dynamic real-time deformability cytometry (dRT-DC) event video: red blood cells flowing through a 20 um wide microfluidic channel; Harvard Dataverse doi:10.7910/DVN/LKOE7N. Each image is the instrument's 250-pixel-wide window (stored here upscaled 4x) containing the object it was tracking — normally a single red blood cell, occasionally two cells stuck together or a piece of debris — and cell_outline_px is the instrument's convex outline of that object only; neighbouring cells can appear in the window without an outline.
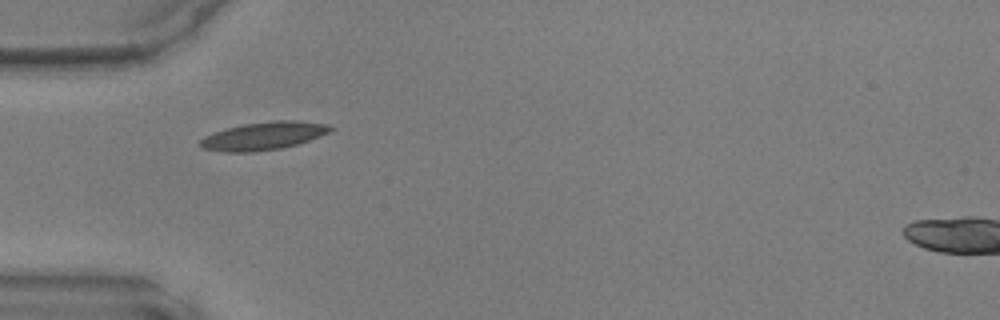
{"species": "common noctule bat (a hibernating species)", "species_latin": "Nyctalus noctula", "temperature_condition": "warm", "stored_images_in_passage": 16, "camera_frame_rate_fps": 3000, "um_per_image_px": 0.085, "animal": {"sex": "male", "body_mass_g": 17.9, "forearm_length_mm": 54.2}, "frame": {"image": 1, "passage_image": 1, "time_ms": 0.0, "image_size_px": [1000, 320], "cell_outline_px": [[332, 128], [328, 132], [320, 136], [296, 144], [280, 148], [252, 152], [220, 152], [204, 148], [200, 144], [200, 140], [204, 136], [228, 128], [244, 124], [276, 120], [292, 120], [328, 124]], "centroid_in_image_um": [22.38, 11.55], "position_along_channel_um": 62.6, "area_um2": 20.81}}
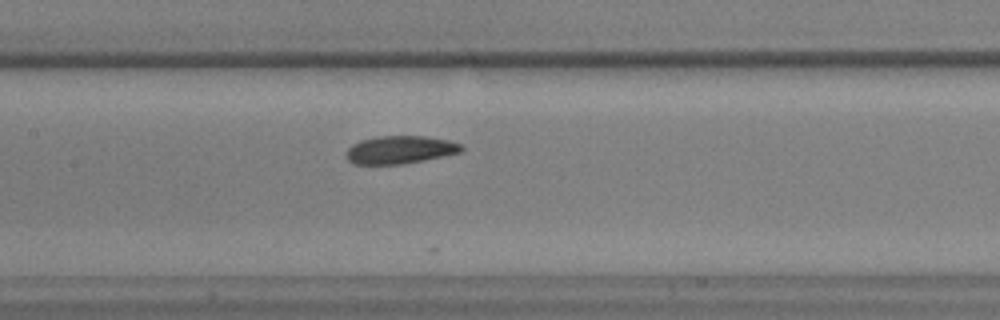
{"frame": {"image": 2, "passage_image": 9, "time_ms": 2.667, "image_size_px": [1000, 320], "cell_outline_px": [[464, 148], [460, 152], [424, 160], [404, 164], [352, 164], [344, 156], [348, 148], [352, 144], [360, 140], [380, 136], [424, 136], [448, 140], [460, 144]], "centroid_in_image_um": [33.95, 12.73], "position_along_channel_um": 173.4, "area_um2": 18.73}}
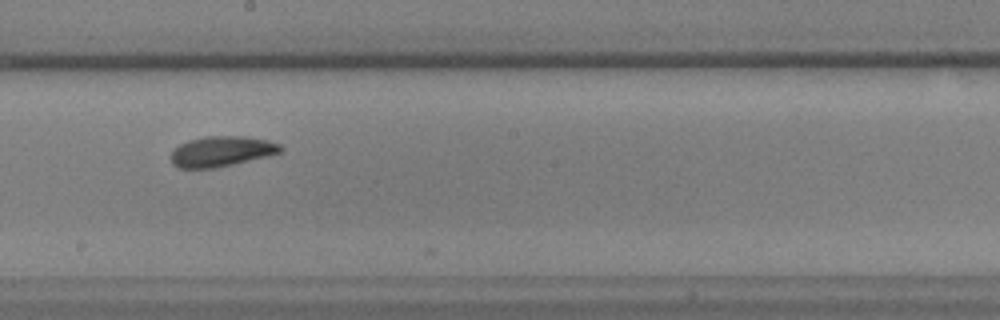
{"frame": {"image": 3, "passage_image": 13, "time_ms": 4.0, "image_size_px": [1000, 320], "cell_outline_px": [[284, 148], [280, 152], [268, 156], [216, 168], [176, 168], [172, 164], [172, 152], [180, 144], [188, 140], [204, 136], [244, 136], [268, 140], [280, 144]], "centroid_in_image_um": [18.84, 12.86], "position_along_channel_um": 229.4, "area_um2": 19.42}}